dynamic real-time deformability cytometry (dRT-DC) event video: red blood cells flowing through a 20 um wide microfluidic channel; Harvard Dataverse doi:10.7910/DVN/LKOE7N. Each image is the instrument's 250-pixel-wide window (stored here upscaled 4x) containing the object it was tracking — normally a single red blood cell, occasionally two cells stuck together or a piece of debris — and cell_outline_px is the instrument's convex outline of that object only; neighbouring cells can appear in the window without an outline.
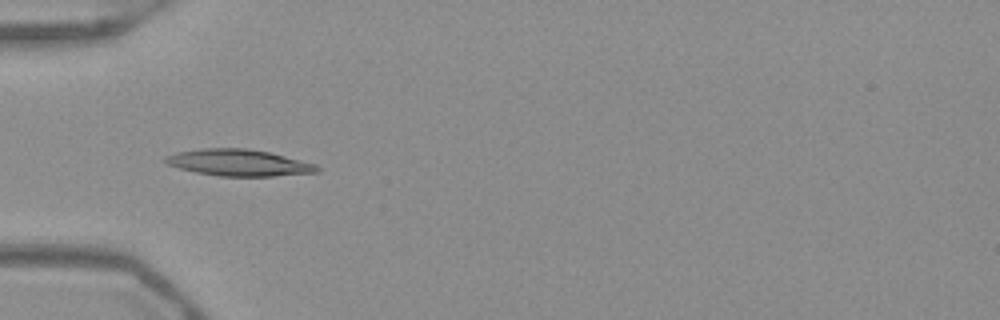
{"species": "Egyptian fruit bat (a non-hibernating species)", "species_latin": "Rousettus aegyptiacus", "temperature_condition": "warm", "stored_images_in_passage": 48, "camera_frame_rate_fps": 3000, "um_per_image_px": 0.085, "frame": {"image": 1, "passage_image": 13, "time_ms": 4.0, "image_size_px": [1000, 320], "cell_outline_px": [[320, 172], [272, 176], [216, 176], [196, 172], [180, 168], [168, 164], [164, 160], [164, 156], [176, 152], [204, 148], [248, 148], [268, 152], [316, 164], [320, 168]], "centroid_in_image_um": [20.29, 13.83], "position_along_channel_um": 64.7, "area_um2": 23.41}}
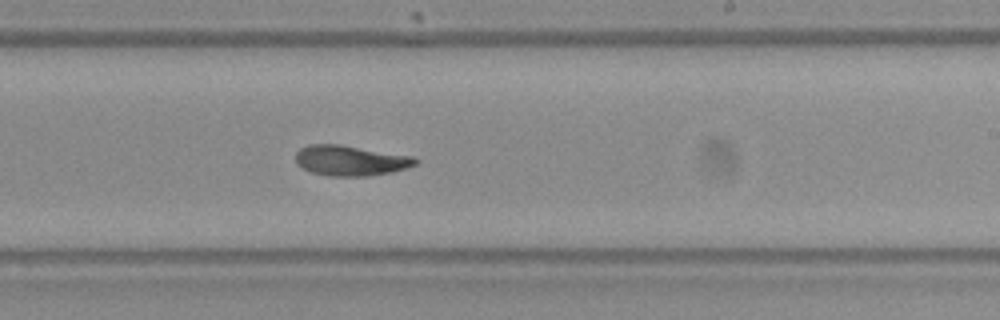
{"frame": {"image": 2, "passage_image": 28, "time_ms": 9.0, "image_size_px": [1000, 320], "cell_outline_px": [[420, 160], [416, 164], [408, 168], [392, 172], [368, 176], [328, 176], [312, 172], [296, 164], [296, 152], [300, 148], [308, 144], [340, 144], [412, 156]], "centroid_in_image_um": [29.8, 13.64], "position_along_channel_um": 259.2, "area_um2": 21.27}}
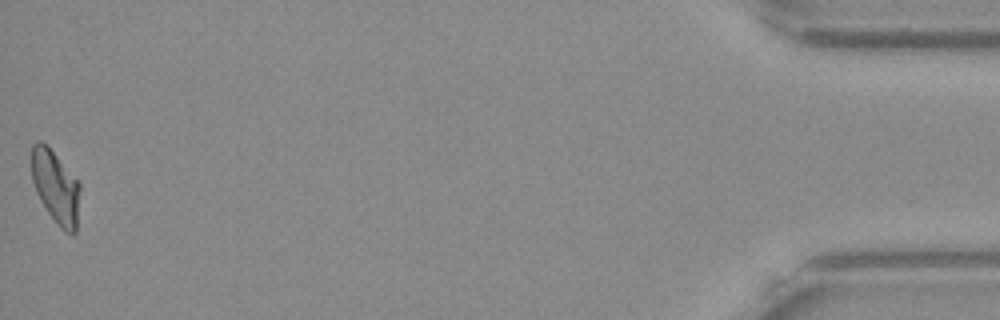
{"frame": {"image": 3, "passage_image": 48, "time_ms": 15.667, "image_size_px": [1000, 320], "cell_outline_px": [[80, 188], [76, 232], [72, 236], [64, 232], [60, 228], [48, 212], [40, 200], [36, 192], [32, 180], [32, 144], [36, 140], [40, 140], [48, 144], [80, 184]], "centroid_in_image_um": [4.72, 15.88], "position_along_channel_um": 430.5, "area_um2": 20.75}, "authors_computed_cell_mechanics": {"area_um2": 21.3282, "velocity_mm_per_s": 3.932, "shape_relaxation_time_tau1_ms": null, "shape_relaxation_time_tau2_ms": 3.3065, "deformation_change_tau1": null, "deformation_change_tau2": 0.0856}}